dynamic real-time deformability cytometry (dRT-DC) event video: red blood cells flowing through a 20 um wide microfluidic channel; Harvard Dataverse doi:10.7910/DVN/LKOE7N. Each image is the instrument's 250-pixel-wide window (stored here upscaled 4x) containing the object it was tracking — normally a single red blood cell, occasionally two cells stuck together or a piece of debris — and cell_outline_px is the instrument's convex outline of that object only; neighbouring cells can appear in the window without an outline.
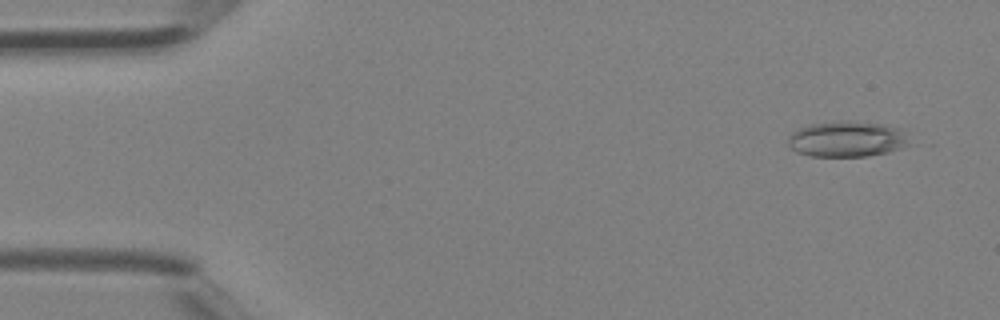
{"species": "Egyptian fruit bat (a non-hibernating species)", "species_latin": "Rousettus aegyptiacus", "temperature_condition": "room temperature", "stored_images_in_passage": 5, "camera_frame_rate_fps": 3000, "um_per_image_px": 0.085, "animal": {"sex": "female"}, "frame": {"image": 1, "passage_image": 3, "time_ms": 0.667, "image_size_px": [1000, 320], "cell_outline_px": [[904, 140], [900, 148], [888, 152], [868, 156], [808, 156], [796, 152], [788, 144], [788, 136], [792, 132], [808, 124], [836, 120], [848, 120], [884, 124], [900, 128], [904, 132]], "centroid_in_image_um": [71.89, 11.8], "position_along_channel_um": 13.1, "area_um2": 25.14}}